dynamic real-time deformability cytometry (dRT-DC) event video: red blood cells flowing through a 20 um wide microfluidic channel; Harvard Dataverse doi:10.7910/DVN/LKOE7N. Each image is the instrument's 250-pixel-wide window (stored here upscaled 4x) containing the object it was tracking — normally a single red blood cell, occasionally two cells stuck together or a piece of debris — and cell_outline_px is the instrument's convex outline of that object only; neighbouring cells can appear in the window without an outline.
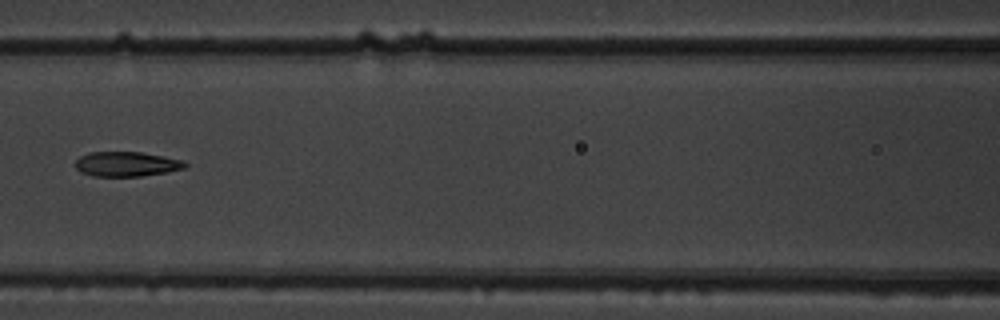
{"species": "common noctule bat (a hibernating species)", "species_latin": "Nyctalus noctula", "temperature_condition": "warm", "stored_images_in_passage": 5, "camera_frame_rate_fps": 3000, "um_per_image_px": 0.085, "animal": {"sex": "male", "body_mass_g": 19.5, "forearm_length_mm": 54.6}, "frame": {"image": 1, "passage_image": 4, "time_ms": 1.0, "image_size_px": [1000, 320], "cell_outline_px": [[188, 164], [184, 168], [168, 172], [140, 176], [92, 176], [80, 172], [76, 168], [76, 160], [80, 156], [88, 152], [140, 152], [164, 156], [184, 160]], "centroid_in_image_um": [10.76, 13.94], "position_along_channel_um": 155.8, "area_um2": 15.9}}
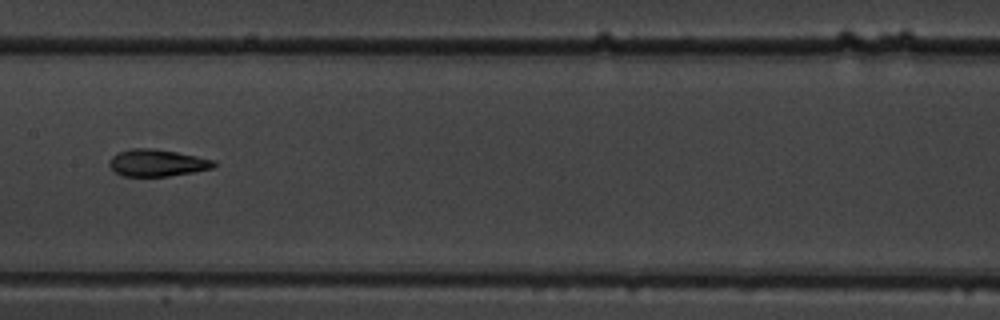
{"frame": {"image": 2, "passage_image": 5, "time_ms": 1.333, "image_size_px": [1000, 320], "cell_outline_px": [[216, 164], [212, 168], [192, 172], [168, 176], [120, 176], [108, 164], [108, 160], [112, 156], [120, 152], [132, 148], [156, 148], [216, 160]], "centroid_in_image_um": [13.34, 13.84], "position_along_channel_um": 194.1, "area_um2": 16.42}}